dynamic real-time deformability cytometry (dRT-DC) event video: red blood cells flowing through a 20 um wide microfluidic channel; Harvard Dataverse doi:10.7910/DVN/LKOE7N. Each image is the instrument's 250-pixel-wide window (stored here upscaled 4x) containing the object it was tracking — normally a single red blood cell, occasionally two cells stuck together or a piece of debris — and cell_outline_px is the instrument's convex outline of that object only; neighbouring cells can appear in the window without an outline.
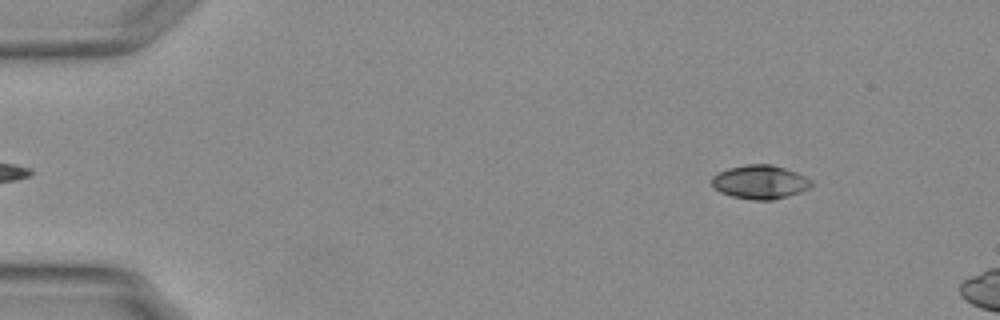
{"species": "Egyptian fruit bat (a non-hibernating species)", "species_latin": "Rousettus aegyptiacus", "temperature_condition": "warm", "stored_images_in_passage": 8, "camera_frame_rate_fps": 3000, "um_per_image_px": 0.085, "animal": {"sex": "female"}, "frame": {"image": 1, "passage_image": 3, "time_ms": 0.667, "image_size_px": [1000, 320], "cell_outline_px": [[812, 184], [808, 188], [800, 192], [788, 196], [772, 200], [752, 200], [732, 196], [720, 192], [712, 184], [712, 176], [728, 168], [748, 164], [772, 164], [796, 172], [812, 180]], "centroid_in_image_um": [64.61, 15.47], "position_along_channel_um": 20.4, "area_um2": 19.48}}